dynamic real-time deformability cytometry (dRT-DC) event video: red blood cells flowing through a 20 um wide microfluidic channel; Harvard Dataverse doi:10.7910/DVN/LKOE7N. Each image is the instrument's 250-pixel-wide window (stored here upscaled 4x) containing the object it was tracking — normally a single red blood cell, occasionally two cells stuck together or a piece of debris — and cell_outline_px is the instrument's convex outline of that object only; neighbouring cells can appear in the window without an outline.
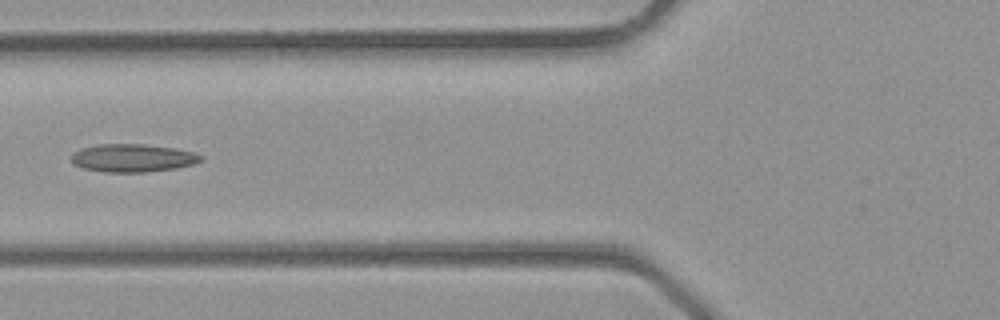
{"species": "common noctule bat (a hibernating species)", "species_latin": "Nyctalus noctula", "temperature_condition": "room temperature", "stored_images_in_passage": 3, "camera_frame_rate_fps": 3000, "um_per_image_px": 0.085, "animal": {"sex": "male", "body_mass_g": 23.1, "forearm_length_mm": 52.7}, "frame": {"image": 1, "passage_image": 3, "time_ms": 0.667, "image_size_px": [1000, 320], "cell_outline_px": [[204, 160], [192, 164], [176, 168], [144, 172], [104, 172], [84, 168], [72, 164], [72, 152], [80, 148], [100, 144], [144, 144], [176, 148], [192, 152], [204, 156]], "centroid_in_image_um": [11.28, 13.42], "position_along_channel_um": 114.5, "area_um2": 21.21}}